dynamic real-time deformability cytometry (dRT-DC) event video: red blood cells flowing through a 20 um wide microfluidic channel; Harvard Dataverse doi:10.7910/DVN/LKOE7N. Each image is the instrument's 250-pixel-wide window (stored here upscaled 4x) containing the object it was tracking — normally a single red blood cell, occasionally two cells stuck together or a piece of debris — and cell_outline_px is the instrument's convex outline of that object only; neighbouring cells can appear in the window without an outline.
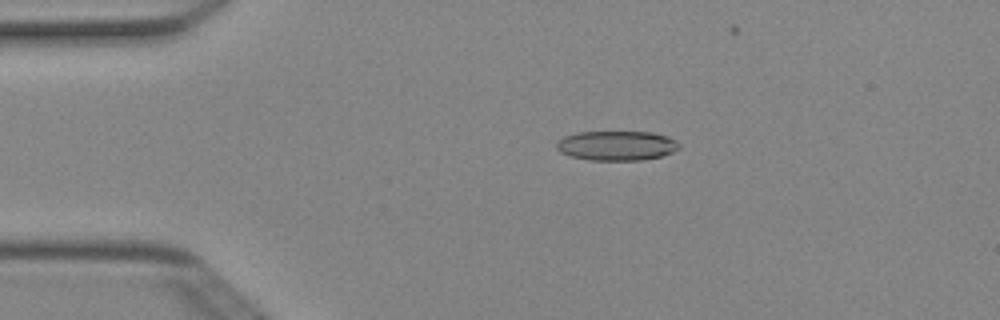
{"species": "Egyptian fruit bat (a non-hibernating species)", "species_latin": "Rousettus aegyptiacus", "temperature_condition": "cold", "stored_images_in_passage": 4, "camera_frame_rate_fps": 3000, "um_per_image_px": 0.085, "animal": {"sex": "female"}, "frame": {"image": 1, "passage_image": 3, "time_ms": 0.667, "image_size_px": [1000, 320], "cell_outline_px": [[680, 148], [672, 152], [660, 156], [640, 160], [588, 160], [568, 156], [560, 152], [556, 148], [556, 144], [564, 136], [576, 132], [652, 132], [668, 136], [676, 140], [680, 144]], "centroid_in_image_um": [52.41, 12.38], "position_along_channel_um": 32.6, "area_um2": 21.27}}